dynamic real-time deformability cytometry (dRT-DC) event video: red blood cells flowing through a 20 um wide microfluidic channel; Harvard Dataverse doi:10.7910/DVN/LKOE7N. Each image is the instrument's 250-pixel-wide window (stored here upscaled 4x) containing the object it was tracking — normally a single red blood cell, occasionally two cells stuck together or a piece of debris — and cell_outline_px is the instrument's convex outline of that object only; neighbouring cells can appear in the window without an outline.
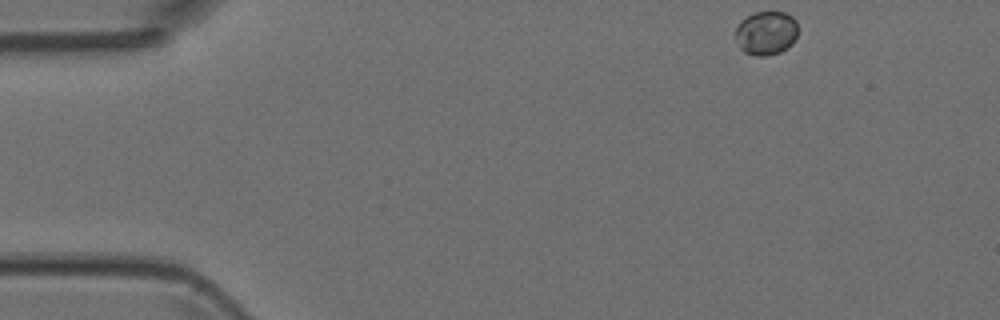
{"species": "Egyptian fruit bat (a non-hibernating species)", "species_latin": "Rousettus aegyptiacus", "temperature_condition": "room temperature", "stored_images_in_passage": 13, "camera_frame_rate_fps": 3000, "um_per_image_px": 0.085, "animal": {"sex": "female"}, "frame": {"image": 1, "passage_image": 1, "time_ms": 0.0, "image_size_px": [1000, 320], "cell_outline_px": [[796, 36], [792, 44], [788, 48], [780, 52], [764, 56], [756, 56], [744, 52], [740, 48], [736, 36], [736, 28], [740, 20], [752, 12], [784, 12], [792, 16], [796, 20]], "centroid_in_image_um": [65.11, 2.8], "position_along_channel_um": 19.9, "area_um2": 16.01}}
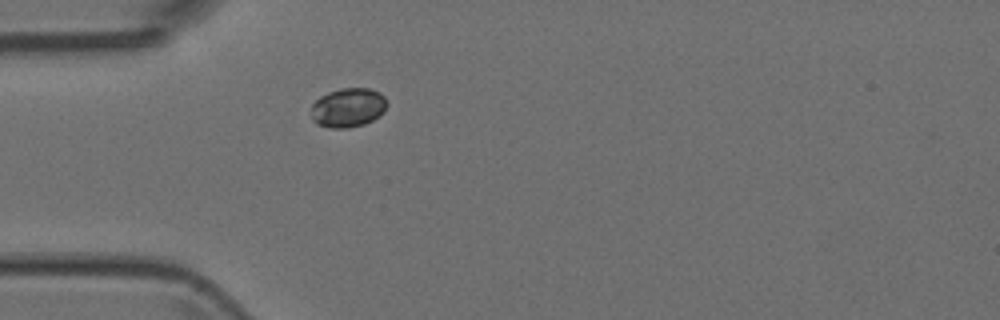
{"frame": {"image": 2, "passage_image": 10, "time_ms": 3.0, "image_size_px": [1000, 320], "cell_outline_px": [[388, 104], [384, 112], [372, 120], [364, 124], [348, 128], [332, 128], [316, 124], [312, 120], [312, 104], [320, 96], [328, 92], [340, 88], [368, 88], [380, 92], [384, 96]], "centroid_in_image_um": [29.59, 9.14], "position_along_channel_um": 55.4, "area_um2": 17.46}}